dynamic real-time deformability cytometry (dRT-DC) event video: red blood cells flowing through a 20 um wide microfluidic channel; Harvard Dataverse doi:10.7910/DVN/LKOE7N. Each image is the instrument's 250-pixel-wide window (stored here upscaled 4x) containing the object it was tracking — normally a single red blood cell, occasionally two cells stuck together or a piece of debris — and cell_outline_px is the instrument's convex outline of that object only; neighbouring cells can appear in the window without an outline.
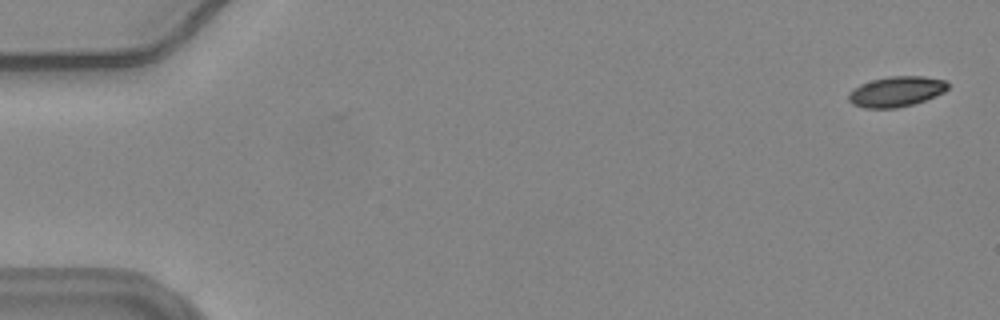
{"species": "common noctule bat (a hibernating species)", "species_latin": "Nyctalus noctula", "temperature_condition": "warm", "stored_images_in_passage": 57, "camera_frame_rate_fps": 3000, "um_per_image_px": 0.085, "animal": {"sex": "female", "body_mass_g": 24.6, "forearm_length_mm": 56.2}, "frame": {"image": 1, "passage_image": 2, "time_ms": 0.333, "image_size_px": [1000, 320], "cell_outline_px": [[948, 88], [944, 92], [936, 96], [912, 104], [896, 108], [864, 108], [852, 104], [848, 100], [848, 92], [852, 88], [860, 84], [872, 80], [888, 76], [924, 76], [948, 80]], "centroid_in_image_um": [76.17, 7.77], "position_along_channel_um": 8.8, "area_um2": 17.74}}
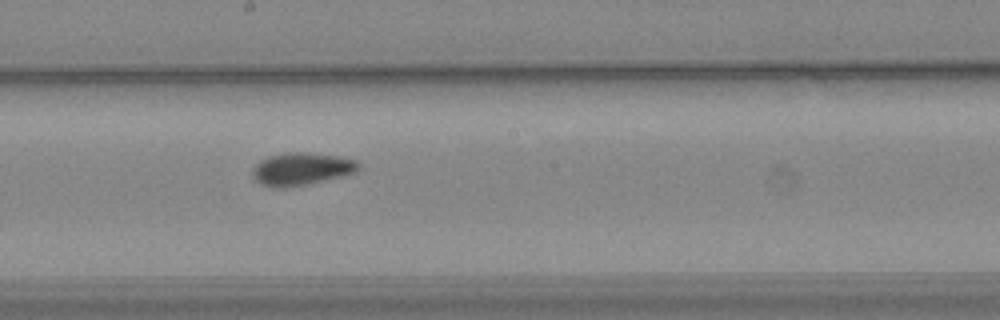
{"frame": {"image": 2, "passage_image": 32, "time_ms": 10.333, "image_size_px": [1000, 320], "cell_outline_px": [[360, 168], [356, 172], [308, 184], [288, 188], [272, 188], [260, 184], [252, 176], [252, 168], [260, 160], [268, 156], [284, 152], [308, 152], [340, 156], [356, 160], [360, 164]], "centroid_in_image_um": [25.59, 14.36], "position_along_channel_um": 222.6, "area_um2": 20.46}}
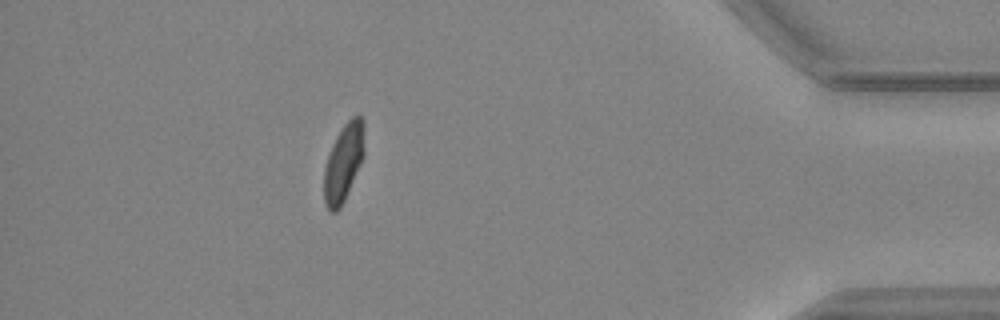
{"frame": {"image": 3, "passage_image": 51, "time_ms": 16.667, "image_size_px": [1000, 320], "cell_outline_px": [[364, 156], [344, 200], [340, 208], [336, 212], [328, 212], [324, 200], [324, 168], [332, 144], [336, 136], [344, 124], [352, 116], [360, 116], [364, 120]], "centroid_in_image_um": [29.2, 13.82], "position_along_channel_um": 406.0, "area_um2": 18.26}, "authors_computed_cell_mechanics": {"area_um2": 18.4382, "velocity_mm_per_s": 3.6647, "shape_relaxation_time_tau1_ms": 6.1364, "shape_relaxation_time_tau2_ms": 2.0119, "deformation_change_tau1": 0.1353, "deformation_change_tau2": 0.0587}}